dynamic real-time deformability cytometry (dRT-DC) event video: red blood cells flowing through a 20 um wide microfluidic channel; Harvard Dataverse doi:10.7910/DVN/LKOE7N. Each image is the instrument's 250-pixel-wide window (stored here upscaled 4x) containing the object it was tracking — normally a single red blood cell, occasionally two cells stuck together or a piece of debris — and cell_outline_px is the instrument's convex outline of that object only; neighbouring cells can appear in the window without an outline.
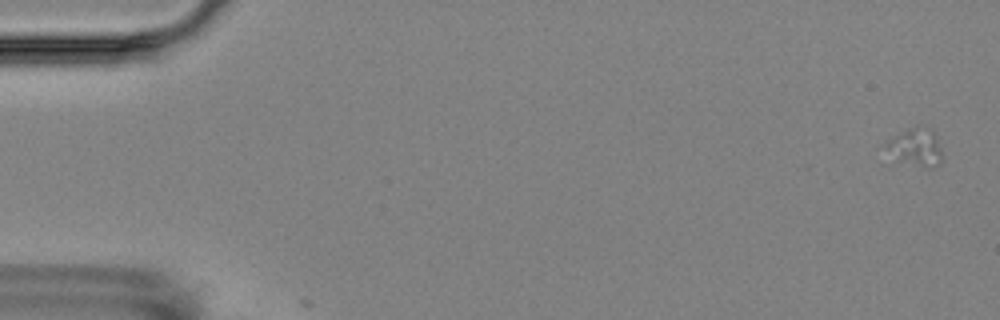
{"species": "Egyptian fruit bat (a non-hibernating species)", "species_latin": "Rousettus aegyptiacus", "temperature_condition": "room temperature", "stored_images_in_passage": 3, "camera_frame_rate_fps": 3000, "um_per_image_px": 0.085, "animal": {"sex": "female"}, "frame": {"image": 1, "passage_image": 1, "time_ms": 0.0, "image_size_px": [1000, 320], "cell_outline_px": [[940, 164], [920, 164], [900, 160], [884, 144], [888, 140], [908, 128], [928, 128], [932, 132], [940, 148]], "centroid_in_image_um": [77.83, 12.45], "position_along_channel_um": 7.2, "area_um2": 10.87}}